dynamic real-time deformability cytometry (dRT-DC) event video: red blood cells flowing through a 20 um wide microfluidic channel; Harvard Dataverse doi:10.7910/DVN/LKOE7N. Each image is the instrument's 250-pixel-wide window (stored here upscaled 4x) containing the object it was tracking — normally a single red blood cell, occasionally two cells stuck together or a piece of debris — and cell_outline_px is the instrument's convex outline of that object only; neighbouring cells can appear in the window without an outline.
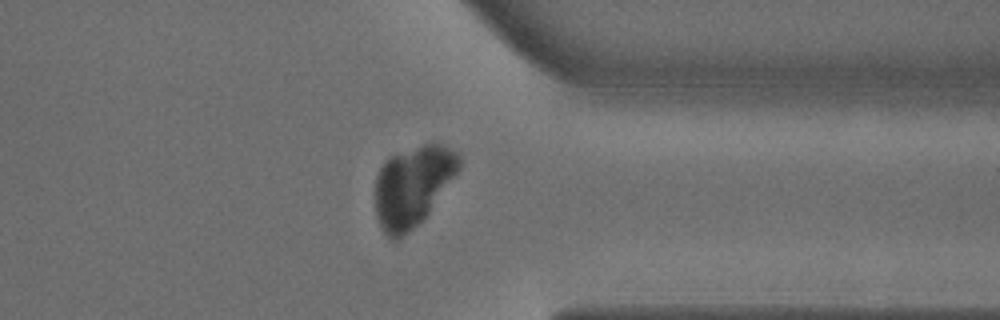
{"species": "common noctule bat (a hibernating species)", "species_latin": "Nyctalus noctula", "temperature_condition": "warm", "stored_images_in_passage": 44, "camera_frame_rate_fps": 3000, "um_per_image_px": 0.085, "animal": {"sex": "male", "body_mass_g": 18.8}, "frame": {"image": 1, "passage_image": 32, "time_ms": 10.333, "image_size_px": [1000, 320], "cell_outline_px": [[460, 168], [428, 212], [412, 228], [396, 240], [392, 240], [384, 232], [376, 216], [376, 176], [384, 160], [392, 156], [424, 144], [436, 144], [448, 148], [456, 152], [460, 156]], "centroid_in_image_um": [35.06, 15.8], "position_along_channel_um": 376.3, "area_um2": 38.15}}